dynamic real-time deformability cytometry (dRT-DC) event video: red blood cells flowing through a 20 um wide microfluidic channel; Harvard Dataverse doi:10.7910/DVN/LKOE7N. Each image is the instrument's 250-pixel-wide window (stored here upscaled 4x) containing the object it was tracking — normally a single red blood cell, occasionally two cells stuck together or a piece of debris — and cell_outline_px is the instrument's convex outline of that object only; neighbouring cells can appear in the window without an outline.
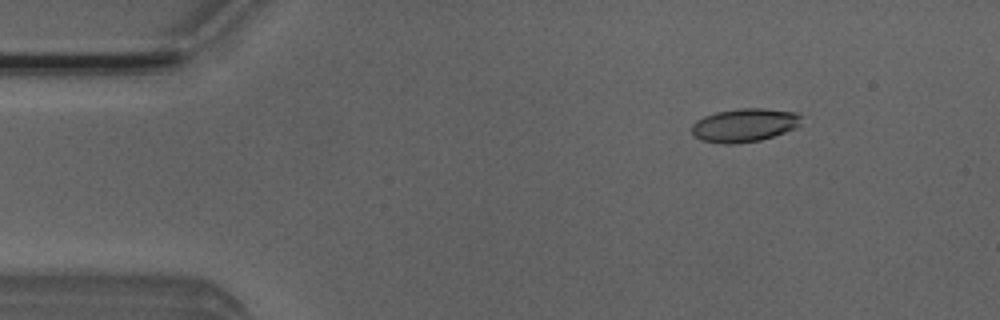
{"species": "Egyptian fruit bat (a non-hibernating species)", "species_latin": "Rousettus aegyptiacus", "temperature_condition": "room temperature", "stored_images_in_passage": 5, "camera_frame_rate_fps": 3000, "um_per_image_px": 0.085, "animal": {"sex": "male"}, "frame": {"image": 1, "passage_image": 2, "time_ms": 0.333, "image_size_px": [1000, 320], "cell_outline_px": [[800, 124], [796, 128], [760, 140], [736, 144], [724, 144], [700, 140], [692, 132], [692, 124], [696, 120], [704, 116], [716, 112], [740, 108], [760, 108], [796, 112], [800, 116]], "centroid_in_image_um": [63.25, 10.64], "position_along_channel_um": 21.7, "area_um2": 21.27}}
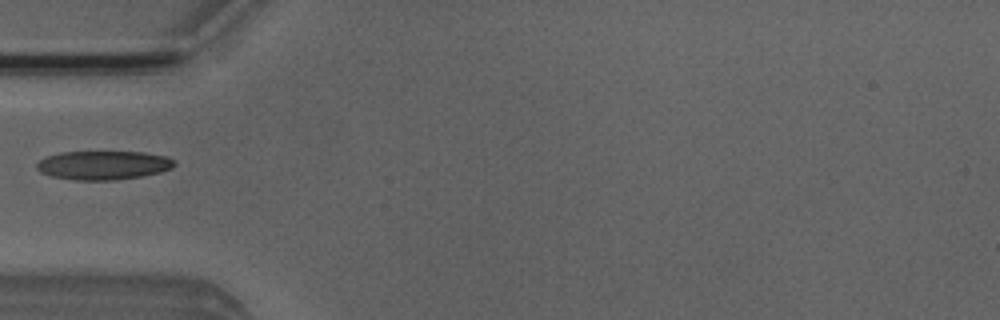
{"frame": {"image": 2, "passage_image": 5, "time_ms": 1.333, "image_size_px": [1000, 320], "cell_outline_px": [[176, 164], [172, 168], [160, 172], [140, 176], [116, 180], [76, 180], [52, 176], [40, 172], [36, 168], [36, 164], [40, 160], [48, 156], [60, 152], [144, 152], [168, 156], [176, 160]], "centroid_in_image_um": [8.82, 14.04], "position_along_channel_um": 76.2, "area_um2": 23.18}}